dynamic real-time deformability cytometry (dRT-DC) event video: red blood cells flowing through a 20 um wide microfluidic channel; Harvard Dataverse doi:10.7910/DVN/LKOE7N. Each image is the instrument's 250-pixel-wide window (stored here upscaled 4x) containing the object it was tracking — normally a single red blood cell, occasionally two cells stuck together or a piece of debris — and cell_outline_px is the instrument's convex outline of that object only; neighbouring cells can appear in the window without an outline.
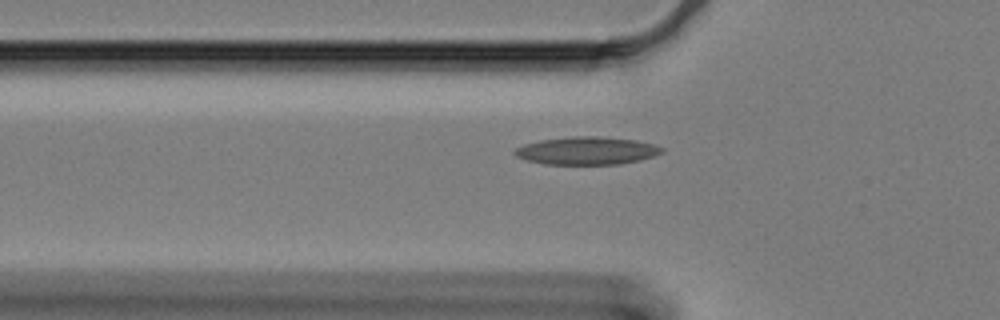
{"species": "Egyptian fruit bat (a non-hibernating species)", "species_latin": "Rousettus aegyptiacus", "temperature_condition": "cold", "stored_images_in_passage": 31, "camera_frame_rate_fps": 3000, "um_per_image_px": 0.085, "animal": {"sex": "female"}, "frame": {"image": 1, "passage_image": 4, "time_ms": 1.0, "image_size_px": [1000, 320], "cell_outline_px": [[664, 152], [640, 160], [620, 164], [544, 164], [528, 160], [516, 156], [512, 152], [516, 148], [524, 144], [540, 140], [572, 136], [600, 136], [636, 140], [656, 144], [664, 148]], "centroid_in_image_um": [49.9, 12.8], "position_along_channel_um": 75.9, "area_um2": 23.93}}
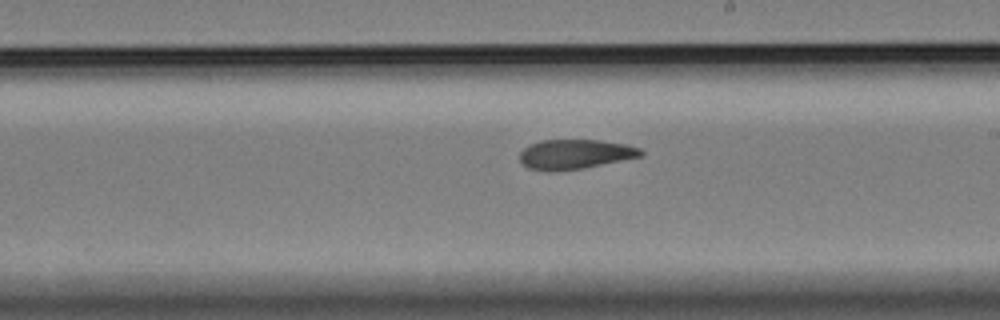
{"frame": {"image": 2, "passage_image": 19, "time_ms": 6.0, "image_size_px": [1000, 320], "cell_outline_px": [[644, 156], [580, 168], [552, 172], [548, 172], [528, 168], [520, 160], [520, 152], [528, 144], [540, 140], [600, 140], [628, 144], [640, 148], [644, 152]], "centroid_in_image_um": [48.88, 13.1], "position_along_channel_um": 240.1, "area_um2": 21.04}}
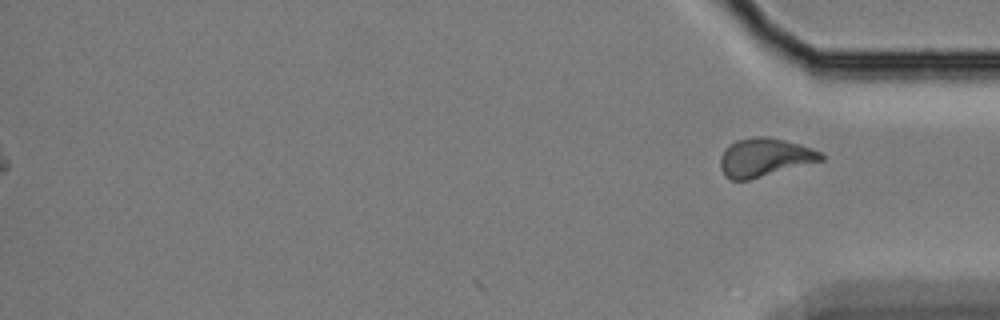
{"frame": {"image": 3, "passage_image": 31, "time_ms": 10.0, "image_size_px": [1000, 320], "cell_outline_px": [[824, 160], [748, 180], [732, 180], [724, 176], [720, 168], [720, 156], [728, 144], [736, 140], [756, 136], [768, 136], [800, 144], [812, 148], [820, 152], [824, 156]], "centroid_in_image_um": [64.96, 13.37], "position_along_channel_um": 370.2, "area_um2": 22.66}, "authors_computed_cell_mechanics": {"area_um2": 21.9062, "velocity_mm_per_s": 3.2636, "shape_relaxation_time_tau1_ms": null, "shape_relaxation_time_tau2_ms": 3.9913, "deformation_change_tau1": null, "deformation_change_tau2": 0.1046}}